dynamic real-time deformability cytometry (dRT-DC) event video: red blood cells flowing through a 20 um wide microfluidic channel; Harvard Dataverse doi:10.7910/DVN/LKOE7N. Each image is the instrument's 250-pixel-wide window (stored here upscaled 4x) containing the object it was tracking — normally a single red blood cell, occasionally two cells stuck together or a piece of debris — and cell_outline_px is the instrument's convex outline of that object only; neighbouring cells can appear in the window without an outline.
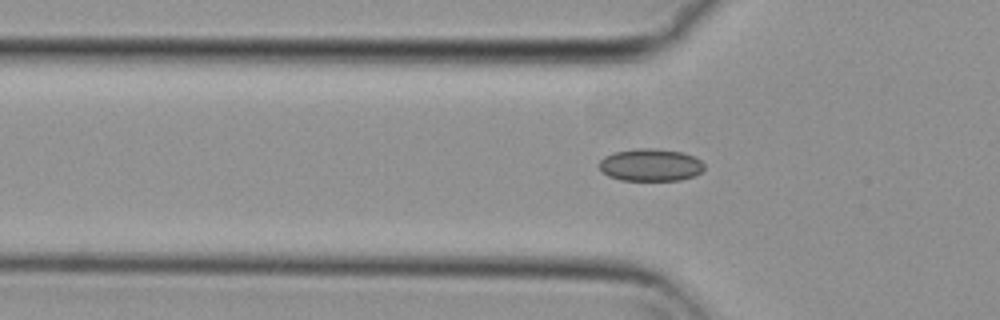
{"species": "common noctule bat (a hibernating species)", "species_latin": "Nyctalus noctula", "temperature_condition": "cold", "stored_images_in_passage": 48, "camera_frame_rate_fps": 3000, "um_per_image_px": 0.085, "animal": {"sex": "female", "body_mass_g": 29.2, "forearm_length_mm": 56.3}, "frame": {"image": 1, "passage_image": 13, "time_ms": 4.0, "image_size_px": [1000, 320], "cell_outline_px": [[704, 168], [696, 176], [680, 180], [620, 180], [608, 176], [600, 168], [600, 160], [604, 156], [612, 152], [636, 148], [652, 148], [680, 152], [692, 156], [700, 160], [704, 164]], "centroid_in_image_um": [55.28, 14.02], "position_along_channel_um": 70.5, "area_um2": 19.83}}
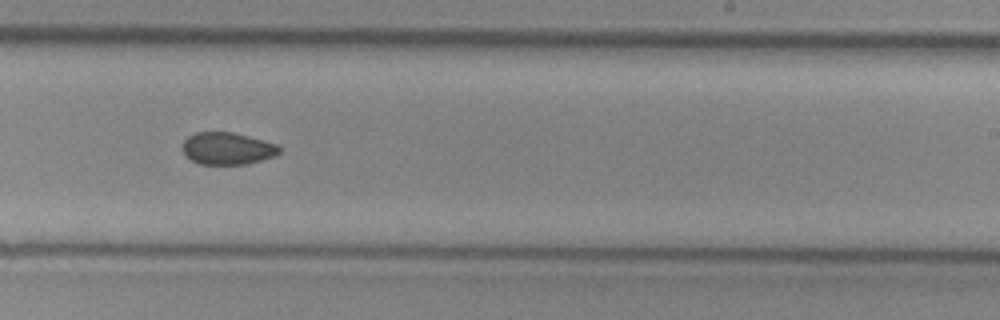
{"frame": {"image": 2, "passage_image": 29, "time_ms": 9.333, "image_size_px": [1000, 320], "cell_outline_px": [[280, 152], [276, 156], [248, 164], [200, 164], [184, 156], [180, 148], [184, 140], [188, 136], [196, 132], [232, 132], [264, 140], [276, 144], [280, 148]], "centroid_in_image_um": [19.29, 12.62], "position_along_channel_um": 269.7, "area_um2": 18.38}}
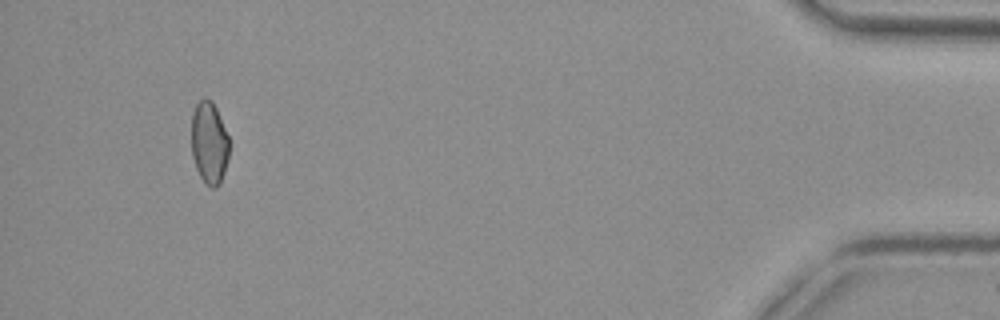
{"frame": {"image": 3, "passage_image": 47, "time_ms": 15.333, "image_size_px": [1000, 320], "cell_outline_px": [[228, 156], [224, 172], [220, 184], [216, 188], [212, 188], [200, 176], [196, 168], [192, 156], [192, 112], [196, 104], [204, 96], [212, 100], [216, 108], [228, 136]], "centroid_in_image_um": [17.77, 12.11], "position_along_channel_um": 417.4, "area_um2": 17.98}}